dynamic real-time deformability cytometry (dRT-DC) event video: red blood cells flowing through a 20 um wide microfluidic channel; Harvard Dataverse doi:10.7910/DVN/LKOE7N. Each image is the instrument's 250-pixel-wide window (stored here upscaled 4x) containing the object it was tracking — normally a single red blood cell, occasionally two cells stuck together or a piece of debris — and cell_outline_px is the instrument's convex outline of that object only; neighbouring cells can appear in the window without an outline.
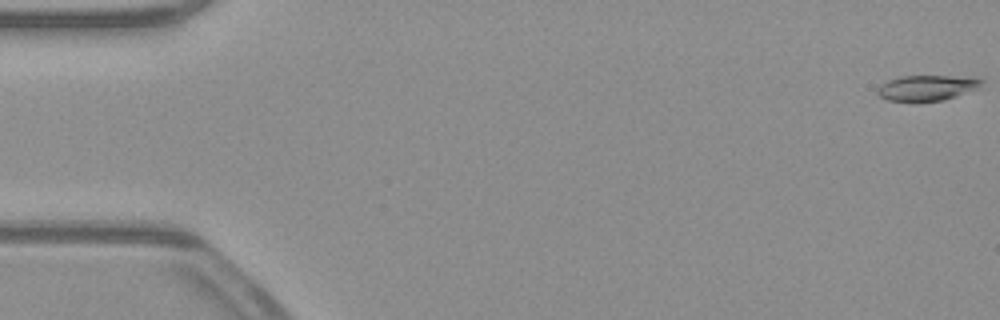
{"species": "common noctule bat (a hibernating species)", "species_latin": "Nyctalus noctula", "temperature_condition": "warm", "stored_images_in_passage": 53, "camera_frame_rate_fps": 3000, "um_per_image_px": 0.085, "animal": {"sex": "male", "body_mass_g": 23.1, "forearm_length_mm": 52.7}, "frame": {"image": 1, "passage_image": 1, "time_ms": 0.0, "image_size_px": [1000, 320], "cell_outline_px": [[984, 80], [976, 88], [956, 96], [944, 100], [916, 104], [888, 100], [880, 96], [876, 92], [880, 84], [888, 80], [900, 76], [948, 76]], "centroid_in_image_um": [78.66, 7.51], "position_along_channel_um": 6.3, "area_um2": 15.61}}
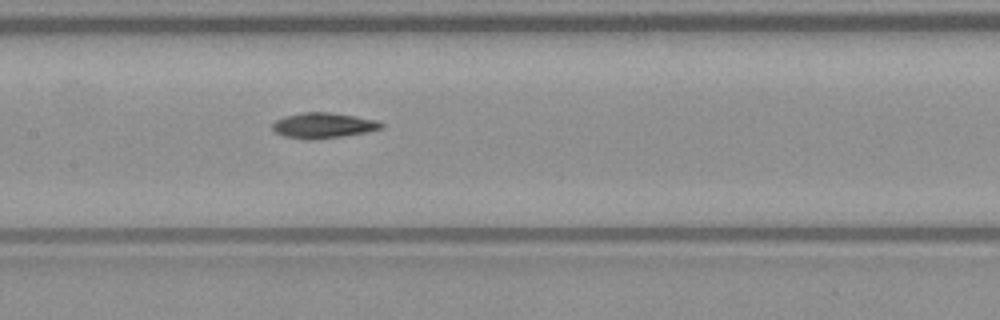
{"frame": {"image": 2, "passage_image": 26, "time_ms": 8.333, "image_size_px": [1000, 320], "cell_outline_px": [[384, 128], [344, 136], [312, 140], [308, 140], [284, 136], [276, 132], [272, 128], [272, 124], [276, 120], [284, 116], [304, 112], [328, 112], [376, 120], [384, 124]], "centroid_in_image_um": [27.46, 10.67], "position_along_channel_um": 179.9, "area_um2": 16.01}}
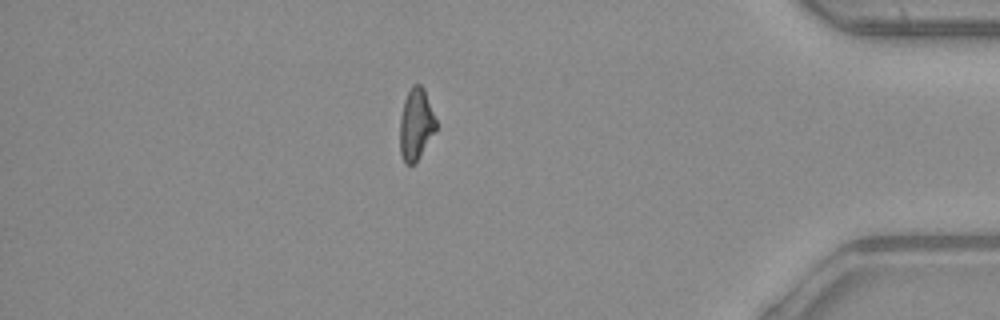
{"frame": {"image": 3, "passage_image": 46, "time_ms": 15.0, "image_size_px": [1000, 320], "cell_outline_px": [[436, 128], [416, 160], [412, 164], [404, 164], [400, 152], [400, 116], [404, 100], [412, 84], [420, 84], [424, 88], [436, 120]], "centroid_in_image_um": [35.33, 10.52], "position_along_channel_um": 399.9, "area_um2": 14.74}}